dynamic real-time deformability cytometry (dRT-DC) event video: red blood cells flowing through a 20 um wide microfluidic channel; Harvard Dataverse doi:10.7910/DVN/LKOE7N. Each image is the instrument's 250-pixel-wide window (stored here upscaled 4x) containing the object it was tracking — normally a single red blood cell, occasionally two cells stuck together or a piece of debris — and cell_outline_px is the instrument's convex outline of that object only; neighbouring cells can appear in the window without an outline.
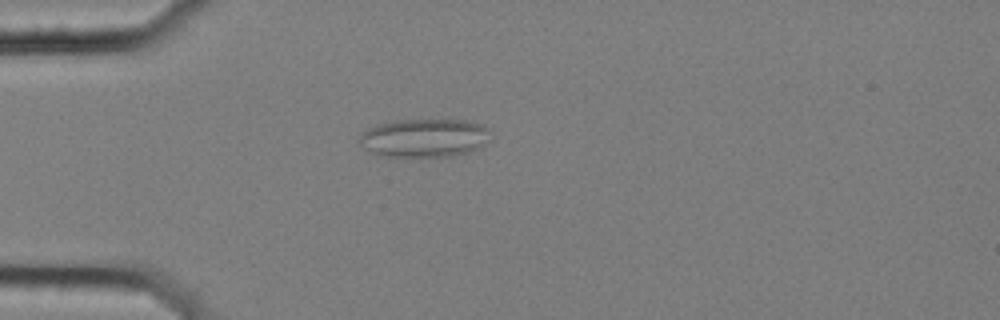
{"species": "common noctule bat (a hibernating species)", "species_latin": "Nyctalus noctula", "temperature_condition": "cold", "stored_images_in_passage": 8, "camera_frame_rate_fps": 3000, "um_per_image_px": 0.085, "animal": {"sex": "female", "body_mass_g": 25.1}, "frame": {"image": 1, "passage_image": 4, "time_ms": 1.0, "image_size_px": [1000, 320], "cell_outline_px": [[492, 140], [484, 148], [452, 156], [384, 156], [372, 152], [364, 148], [356, 140], [368, 128], [376, 124], [392, 120], [464, 120], [484, 124], [492, 128]], "centroid_in_image_um": [36.18, 11.71], "position_along_channel_um": 48.8, "area_um2": 30.11}}
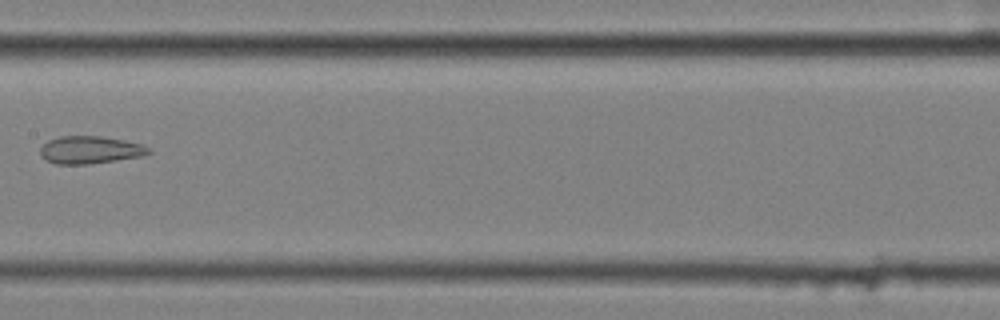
{"frame": {"image": 2, "passage_image": 8, "time_ms": 2.333, "image_size_px": [1000, 320], "cell_outline_px": [[152, 152], [144, 156], [88, 164], [56, 164], [40, 156], [40, 148], [48, 140], [60, 136], [100, 136], [124, 140], [140, 144], [148, 148]], "centroid_in_image_um": [7.65, 12.74], "position_along_channel_um": 199.8, "area_um2": 17.34}}